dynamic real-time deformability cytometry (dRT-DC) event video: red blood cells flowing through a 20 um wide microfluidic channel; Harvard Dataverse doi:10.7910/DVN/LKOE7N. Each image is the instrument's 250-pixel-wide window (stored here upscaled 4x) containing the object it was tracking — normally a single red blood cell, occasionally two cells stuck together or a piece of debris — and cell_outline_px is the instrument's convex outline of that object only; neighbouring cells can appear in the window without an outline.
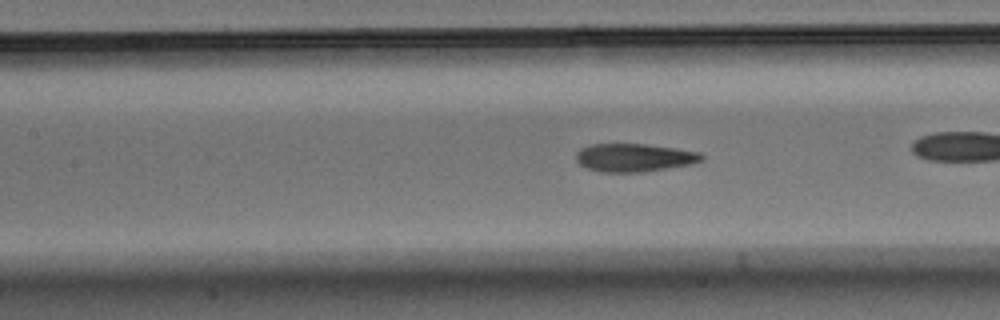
{"species": "Egyptian fruit bat (a non-hibernating species)", "species_latin": "Rousettus aegyptiacus", "temperature_condition": "warm", "stored_images_in_passage": 27, "camera_frame_rate_fps": 3000, "um_per_image_px": 0.085, "animal": {"sex": "male"}, "frame": {"image": 1, "passage_image": 8, "time_ms": 2.333, "image_size_px": [1000, 320], "cell_outline_px": [[704, 160], [692, 164], [644, 172], [600, 172], [588, 168], [580, 164], [576, 160], [576, 152], [580, 148], [592, 144], [644, 144], [676, 148], [700, 152], [704, 156]], "centroid_in_image_um": [53.93, 13.4], "position_along_channel_um": 153.5, "area_um2": 20.69}}